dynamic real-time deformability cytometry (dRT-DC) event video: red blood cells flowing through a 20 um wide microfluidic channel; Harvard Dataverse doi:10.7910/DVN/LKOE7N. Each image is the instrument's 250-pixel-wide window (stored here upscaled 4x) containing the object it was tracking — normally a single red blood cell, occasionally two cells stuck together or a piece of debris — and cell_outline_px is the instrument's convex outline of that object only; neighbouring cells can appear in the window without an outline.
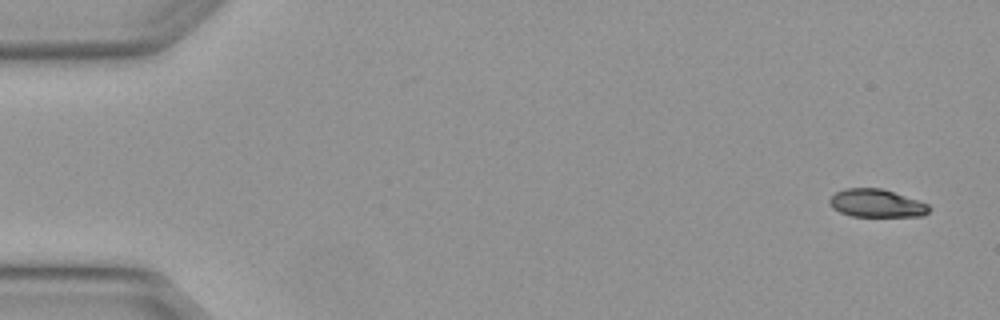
{"species": "Egyptian fruit bat (a non-hibernating species)", "species_latin": "Rousettus aegyptiacus", "temperature_condition": "warm", "stored_images_in_passage": 4, "camera_frame_rate_fps": 3000, "um_per_image_px": 0.085, "animal": {"sex": "female"}, "frame": {"image": 1, "passage_image": 1, "time_ms": 0.0, "image_size_px": [1000, 320], "cell_outline_px": [[932, 208], [924, 216], [852, 216], [840, 212], [832, 208], [828, 204], [828, 200], [836, 192], [844, 188], [880, 188], [928, 204]], "centroid_in_image_um": [74.47, 17.28], "position_along_channel_um": 10.5, "area_um2": 16.13}}
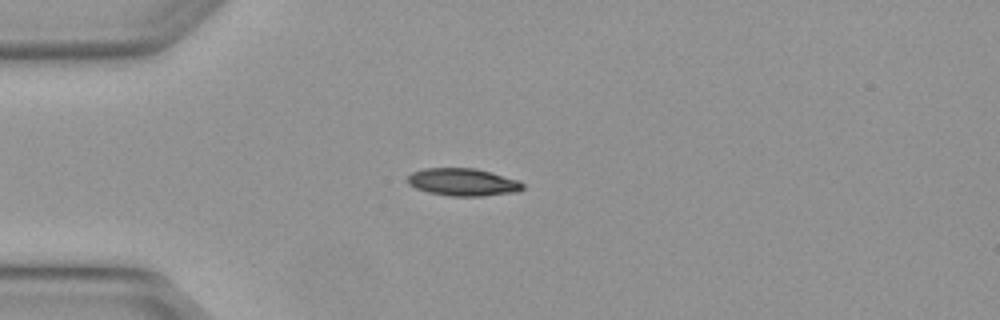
{"frame": {"image": 2, "passage_image": 4, "time_ms": 1.0, "image_size_px": [1000, 320], "cell_outline_px": [[524, 188], [520, 192], [480, 196], [448, 196], [428, 192], [416, 188], [408, 184], [408, 176], [412, 172], [424, 168], [476, 168], [492, 172], [520, 180], [524, 184]], "centroid_in_image_um": [39.4, 15.48], "position_along_channel_um": 45.6, "area_um2": 18.73}}